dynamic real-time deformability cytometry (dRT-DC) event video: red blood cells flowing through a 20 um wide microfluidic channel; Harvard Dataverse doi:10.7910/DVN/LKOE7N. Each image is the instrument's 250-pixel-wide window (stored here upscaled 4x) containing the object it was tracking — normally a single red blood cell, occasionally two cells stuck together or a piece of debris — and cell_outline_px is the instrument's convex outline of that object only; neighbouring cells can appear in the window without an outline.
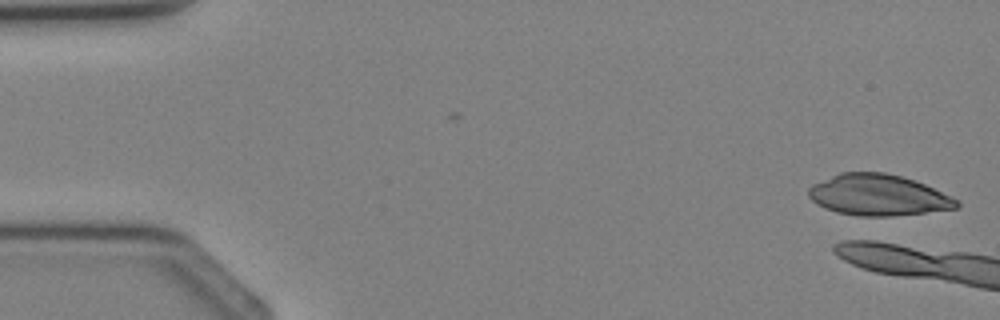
{"species": "Egyptian fruit bat (a non-hibernating species)", "species_latin": "Rousettus aegyptiacus", "temperature_condition": "cold", "stored_images_in_passage": 3, "segment_of_instrument_passage": [2, 2], "camera_frame_rate_fps": 3000, "um_per_image_px": 0.085, "animal": {"sex": "female"}, "frame": {"image": 1, "passage_image": 3, "time_ms": 2.333, "image_size_px": [1000, 320], "cell_outline_px": [[960, 204], [956, 208], [892, 216], [860, 216], [836, 212], [824, 208], [812, 200], [808, 196], [808, 188], [812, 184], [840, 172], [884, 172], [900, 176], [924, 184], [952, 196], [960, 200]], "centroid_in_image_um": [74.63, 16.58], "position_along_channel_um": 10.4, "area_um2": 35.37}}